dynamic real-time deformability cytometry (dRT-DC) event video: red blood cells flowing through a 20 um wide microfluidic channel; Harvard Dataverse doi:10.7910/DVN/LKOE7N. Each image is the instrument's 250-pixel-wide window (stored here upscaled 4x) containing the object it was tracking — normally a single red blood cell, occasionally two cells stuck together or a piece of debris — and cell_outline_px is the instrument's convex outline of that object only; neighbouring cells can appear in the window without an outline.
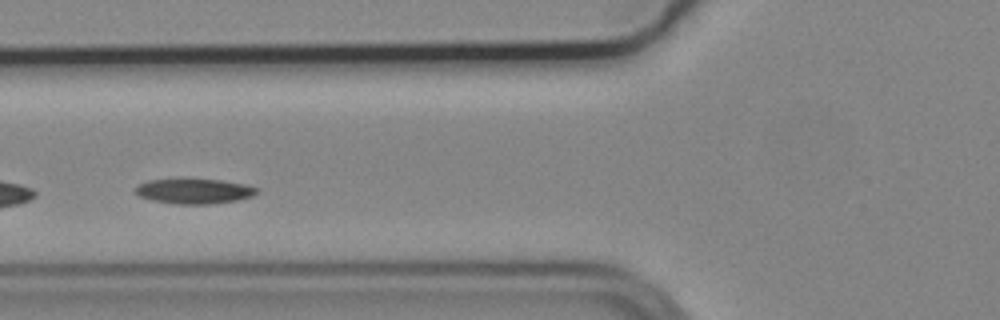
{"species": "common noctule bat (a hibernating species)", "species_latin": "Nyctalus noctula", "temperature_condition": "cold", "stored_images_in_passage": 42, "camera_frame_rate_fps": 3000, "um_per_image_px": 0.085, "animal": {"sex": "male", "body_mass_g": 19.2, "forearm_length_mm": 51.8}, "frame": {"image": 1, "passage_image": 12, "time_ms": 3.667, "image_size_px": [1000, 320], "cell_outline_px": [[256, 192], [252, 196], [236, 200], [208, 204], [176, 204], [152, 200], [140, 196], [136, 192], [136, 188], [140, 184], [148, 180], [220, 180], [244, 184], [256, 188]], "centroid_in_image_um": [16.49, 16.26], "position_along_channel_um": 109.3, "area_um2": 17.11}}
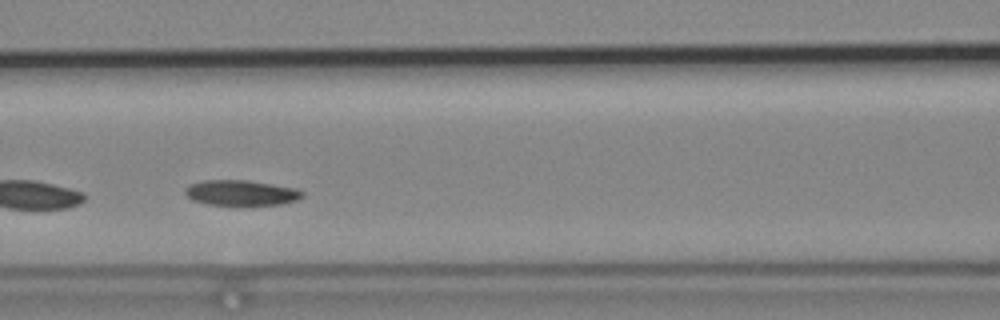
{"frame": {"image": 2, "passage_image": 15, "time_ms": 4.667, "image_size_px": [1000, 320], "cell_outline_px": [[304, 196], [296, 200], [280, 204], [248, 208], [208, 204], [192, 200], [184, 192], [184, 188], [188, 184], [204, 180], [248, 180], [272, 184], [292, 188], [304, 192]], "centroid_in_image_um": [20.47, 16.43], "position_along_channel_um": 146.1, "area_um2": 18.09}, "authors_computed_cell_mechanics": {"area_um2": 17.3689, "velocity_mm_per_s": 3.655, "shape_relaxation_time_tau1_ms": 3.0624, "shape_relaxation_time_tau2_ms": null, "deformation_change_tau1": 0.0717, "deformation_change_tau2": null}}